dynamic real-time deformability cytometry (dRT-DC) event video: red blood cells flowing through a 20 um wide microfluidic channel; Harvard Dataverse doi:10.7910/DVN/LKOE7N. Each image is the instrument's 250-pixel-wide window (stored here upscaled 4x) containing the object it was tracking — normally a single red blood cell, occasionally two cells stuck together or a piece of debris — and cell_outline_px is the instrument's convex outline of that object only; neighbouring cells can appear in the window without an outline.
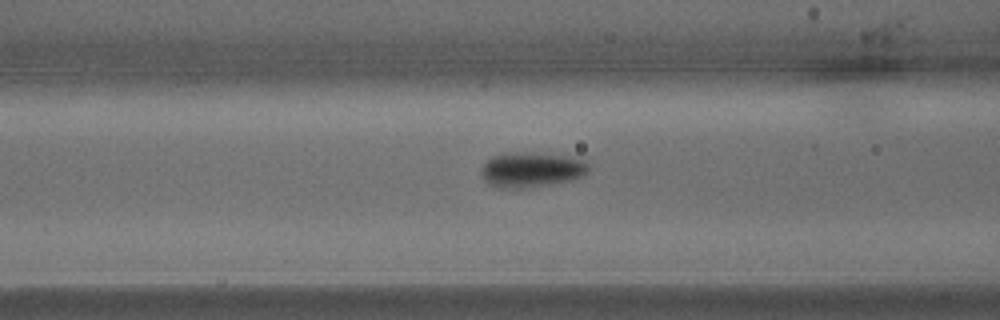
{"species": "common noctule bat (a hibernating species)", "species_latin": "Nyctalus noctula", "temperature_condition": "warm", "stored_images_in_passage": 21, "camera_frame_rate_fps": 3000, "um_per_image_px": 0.085, "animal": {"sex": "male", "body_mass_g": 15.6}, "frame": {"image": 1, "passage_image": 7, "time_ms": 2.0, "image_size_px": [1000, 320], "cell_outline_px": [[588, 172], [572, 180], [528, 188], [496, 188], [484, 180], [480, 172], [480, 168], [492, 156], [504, 152], [524, 152], [572, 156], [584, 160], [588, 164]], "centroid_in_image_um": [45.14, 14.42], "position_along_channel_um": 121.5, "area_um2": 22.2}}
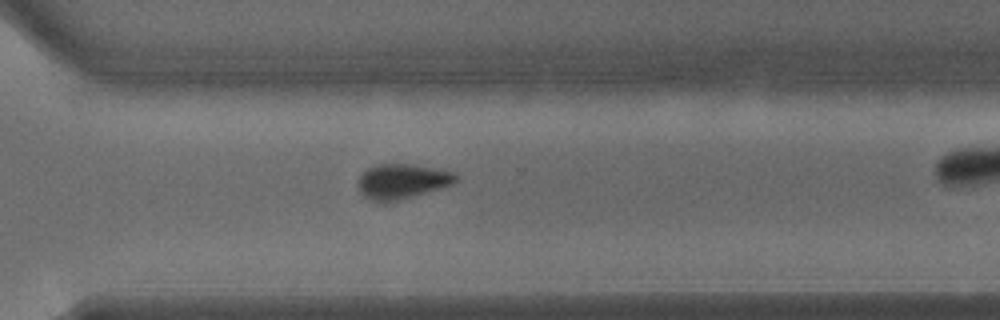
{"frame": {"image": 2, "passage_image": 18, "time_ms": 5.667, "image_size_px": [1000, 320], "cell_outline_px": [[460, 180], [444, 188], [384, 204], [372, 200], [364, 196], [360, 192], [360, 176], [368, 168], [376, 164], [408, 164], [452, 172]], "centroid_in_image_um": [34.19, 15.44], "position_along_channel_um": 336.4, "area_um2": 19.77}}